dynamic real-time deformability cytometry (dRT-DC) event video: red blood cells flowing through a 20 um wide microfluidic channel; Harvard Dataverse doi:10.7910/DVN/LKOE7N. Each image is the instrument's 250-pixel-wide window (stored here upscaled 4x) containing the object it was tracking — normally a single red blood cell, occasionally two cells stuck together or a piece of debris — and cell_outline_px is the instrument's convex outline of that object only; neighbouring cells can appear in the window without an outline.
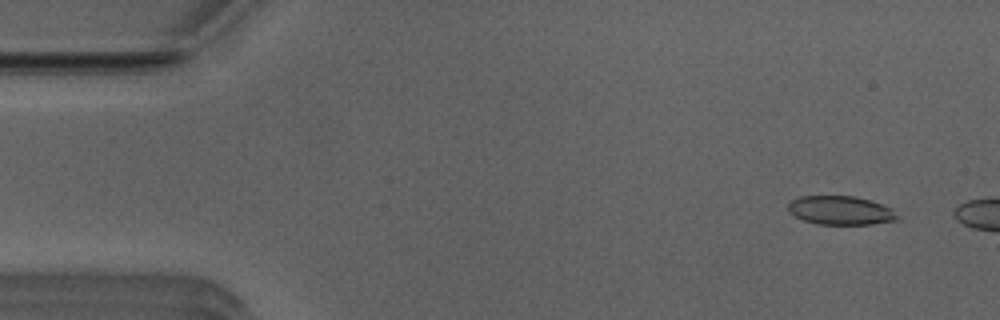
{"species": "Egyptian fruit bat (a non-hibernating species)", "species_latin": "Rousettus aegyptiacus", "temperature_condition": "room temperature", "stored_images_in_passage": 8, "camera_frame_rate_fps": 3000, "um_per_image_px": 0.085, "animal": {"sex": "male"}, "frame": {"image": 1, "passage_image": 4, "time_ms": 1.0, "image_size_px": [1000, 320], "cell_outline_px": [[896, 220], [872, 224], [816, 224], [804, 220], [788, 212], [788, 204], [792, 200], [800, 196], [856, 196], [872, 200], [892, 208], [896, 216]], "centroid_in_image_um": [71.43, 17.87], "position_along_channel_um": 13.6, "area_um2": 18.26}}